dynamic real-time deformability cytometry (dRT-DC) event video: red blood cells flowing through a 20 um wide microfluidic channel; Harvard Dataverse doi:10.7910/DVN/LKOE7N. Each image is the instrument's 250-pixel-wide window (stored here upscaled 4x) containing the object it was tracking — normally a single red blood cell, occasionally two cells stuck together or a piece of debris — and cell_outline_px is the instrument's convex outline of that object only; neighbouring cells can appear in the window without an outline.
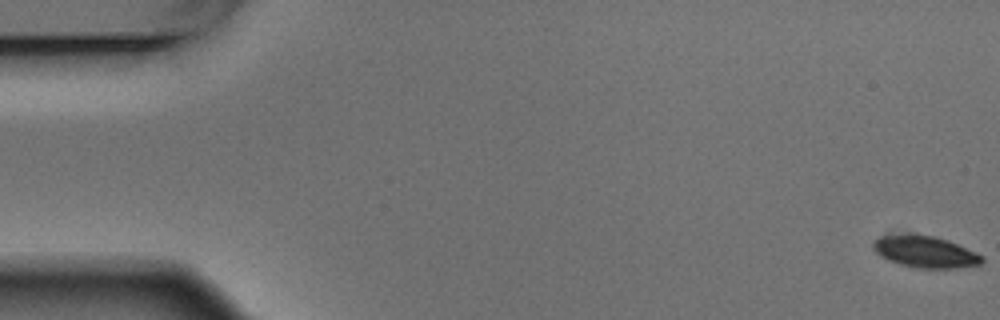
{"species": "Egyptian fruit bat (a non-hibernating species)", "species_latin": "Rousettus aegyptiacus", "temperature_condition": "warm", "stored_images_in_passage": 7, "camera_frame_rate_fps": 3000, "um_per_image_px": 0.085, "animal": {"sex": "male"}, "frame": {"image": 1, "passage_image": 1, "time_ms": 0.0, "image_size_px": [1000, 320], "cell_outline_px": [[984, 260], [980, 264], [956, 268], [916, 268], [900, 264], [888, 260], [880, 256], [872, 248], [872, 240], [880, 236], [932, 236], [948, 240], [976, 252], [984, 256]], "centroid_in_image_um": [78.65, 21.43], "position_along_channel_um": 6.3, "area_um2": 19.71}}
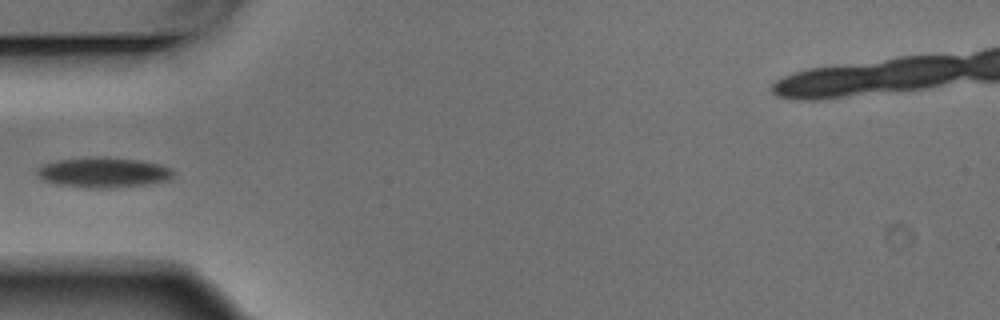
{"frame": {"image": 2, "passage_image": 6, "time_ms": 1.667, "image_size_px": [1000, 320], "cell_outline_px": [[176, 172], [172, 180], [148, 184], [112, 188], [88, 188], [56, 184], [44, 180], [36, 172], [36, 168], [44, 164], [56, 160], [96, 156], [104, 156], [140, 160], [160, 164], [172, 168]], "centroid_in_image_um": [8.86, 14.65], "position_along_channel_um": 76.1, "area_um2": 24.45}}
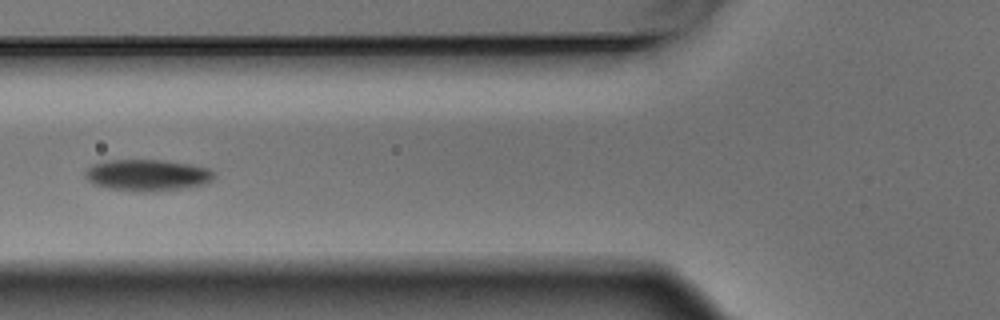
{"frame": {"image": 3, "passage_image": 7, "time_ms": 2.0, "image_size_px": [1000, 320], "cell_outline_px": [[216, 176], [208, 184], [180, 188], [148, 192], [140, 192], [108, 188], [92, 184], [84, 176], [84, 172], [92, 164], [104, 160], [160, 160], [188, 164], [208, 168]], "centroid_in_image_um": [12.49, 14.89], "position_along_channel_um": 113.3, "area_um2": 23.7}}